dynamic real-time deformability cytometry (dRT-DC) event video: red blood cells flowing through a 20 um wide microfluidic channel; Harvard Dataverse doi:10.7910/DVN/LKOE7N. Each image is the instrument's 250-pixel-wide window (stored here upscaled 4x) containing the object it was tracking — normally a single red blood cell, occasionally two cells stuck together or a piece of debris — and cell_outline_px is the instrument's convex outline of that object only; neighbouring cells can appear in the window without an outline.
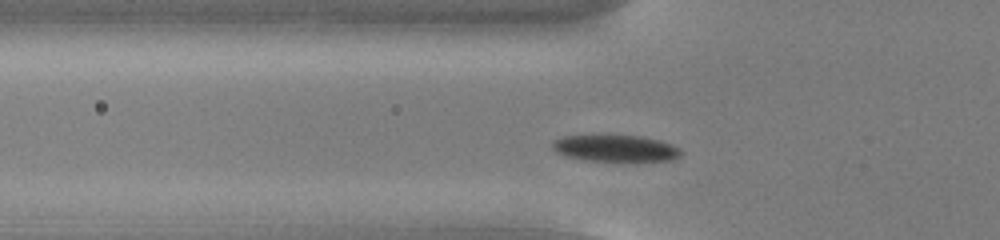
{"species": "common noctule bat (a hibernating species)", "species_latin": "Nyctalus noctula", "temperature_condition": "cold", "stored_images_in_passage": 44, "camera_frame_rate_fps": 3000, "um_per_image_px": 0.085, "animal": {"sex": "male", "body_mass_g": 13.0, "forearm_length_mm": 53.1}, "frame": {"image": 1, "passage_image": 8, "time_ms": 2.333, "image_size_px": [1000, 240], "cell_outline_px": [[684, 152], [680, 156], [672, 160], [636, 164], [584, 160], [568, 156], [556, 152], [552, 148], [552, 140], [564, 136], [640, 136], [660, 140], [672, 144], [680, 148]], "centroid_in_image_um": [52.42, 12.66], "position_along_channel_um": 73.4, "area_um2": 20.87}}
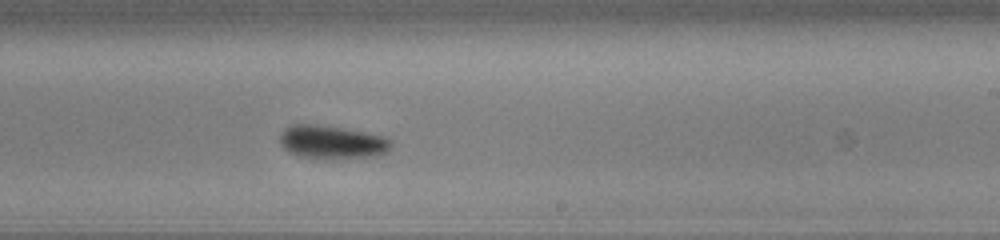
{"frame": {"image": 2, "passage_image": 23, "time_ms": 7.333, "image_size_px": [1000, 240], "cell_outline_px": [[392, 144], [388, 152], [376, 156], [332, 160], [324, 160], [300, 156], [288, 152], [280, 144], [280, 136], [284, 128], [292, 124], [316, 124], [364, 132], [384, 136], [392, 140]], "centroid_in_image_um": [28.22, 12.11], "position_along_channel_um": 260.8, "area_um2": 22.08}}
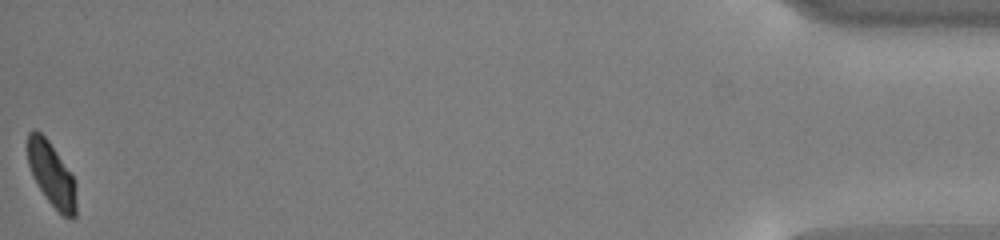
{"frame": {"image": 3, "passage_image": 44, "time_ms": 14.333, "image_size_px": [1000, 240], "cell_outline_px": [[76, 216], [64, 216], [48, 200], [32, 176], [28, 164], [28, 132], [32, 128], [40, 132], [48, 140], [72, 176], [76, 184]], "centroid_in_image_um": [4.37, 14.79], "position_along_channel_um": 430.8, "area_um2": 17.69}, "authors_computed_cell_mechanics": {"area_um2": 20.6635, "velocity_mm_per_s": 3.7645, "shape_relaxation_time_tau1_ms": 2.005, "shape_relaxation_time_tau2_ms": null, "deformation_change_tau1": 0.0856, "deformation_change_tau2": null}}